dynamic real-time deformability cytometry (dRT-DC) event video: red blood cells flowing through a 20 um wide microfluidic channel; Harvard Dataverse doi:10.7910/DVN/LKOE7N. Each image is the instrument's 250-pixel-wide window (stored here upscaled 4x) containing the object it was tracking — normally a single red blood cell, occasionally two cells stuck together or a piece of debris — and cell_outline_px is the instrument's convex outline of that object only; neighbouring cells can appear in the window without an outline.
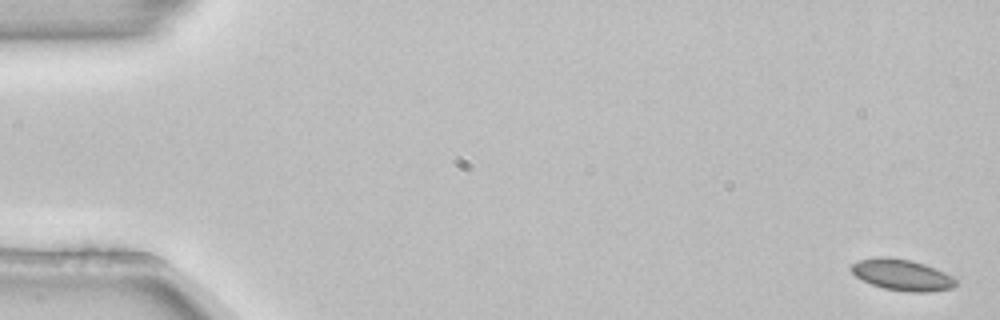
{"species": "common noctule bat (a hibernating species)", "species_latin": "Nyctalus noctula", "temperature_condition": "room temperature", "stored_images_in_passage": 4, "camera_frame_rate_fps": 3000, "um_per_image_px": 0.085, "animal": {"sex": "female", "body_mass_g": 22.7, "forearm_length_mm": 54.2}, "frame": {"image": 1, "passage_image": 1, "time_ms": 0.0, "image_size_px": [1000, 320], "cell_outline_px": [[956, 284], [952, 288], [928, 292], [912, 292], [884, 288], [872, 284], [856, 276], [848, 268], [852, 264], [860, 260], [876, 256], [888, 256], [908, 260], [924, 264], [944, 272], [952, 276], [956, 280]], "centroid_in_image_um": [76.65, 23.35], "position_along_channel_um": 8.3, "area_um2": 18.84}}